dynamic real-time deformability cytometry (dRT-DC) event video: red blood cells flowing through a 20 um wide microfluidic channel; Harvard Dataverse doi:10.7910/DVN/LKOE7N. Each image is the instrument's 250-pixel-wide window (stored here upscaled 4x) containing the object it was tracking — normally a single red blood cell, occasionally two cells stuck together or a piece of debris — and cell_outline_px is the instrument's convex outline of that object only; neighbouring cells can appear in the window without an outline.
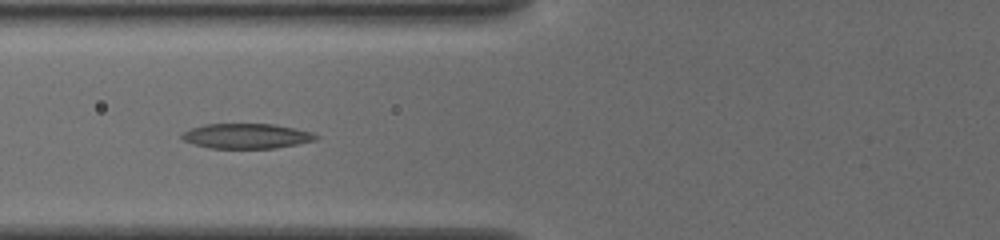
{"species": "common noctule bat (a hibernating species)", "species_latin": "Nyctalus noctula", "temperature_condition": "cold", "stored_images_in_passage": 33, "camera_frame_rate_fps": 3000, "um_per_image_px": 0.085, "animal": {"sex": "female", "body_mass_g": 19.5, "forearm_length_mm": 54.1}, "frame": {"image": 1, "passage_image": 5, "time_ms": 1.333, "image_size_px": [1000, 240], "cell_outline_px": [[320, 136], [316, 140], [276, 148], [208, 148], [192, 144], [184, 140], [180, 136], [184, 132], [192, 128], [204, 124], [272, 124], [296, 128], [312, 132]], "centroid_in_image_um": [20.96, 11.56], "position_along_channel_um": 104.8, "area_um2": 19.54}}
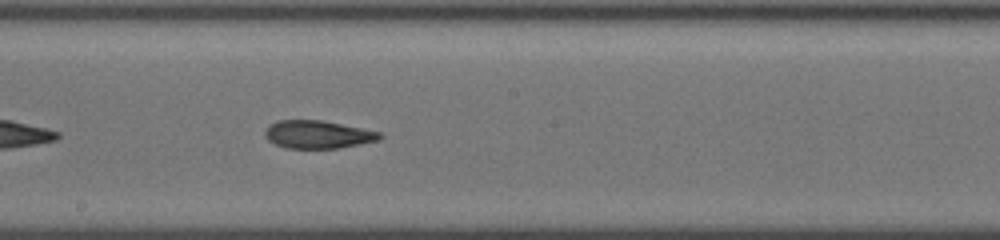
{"frame": {"image": 2, "passage_image": 14, "time_ms": 4.333, "image_size_px": [1000, 240], "cell_outline_px": [[384, 136], [380, 140], [340, 148], [284, 148], [268, 140], [264, 136], [264, 132], [272, 124], [280, 120], [320, 120], [380, 132]], "centroid_in_image_um": [27.03, 11.44], "position_along_channel_um": 221.2, "area_um2": 18.5}}
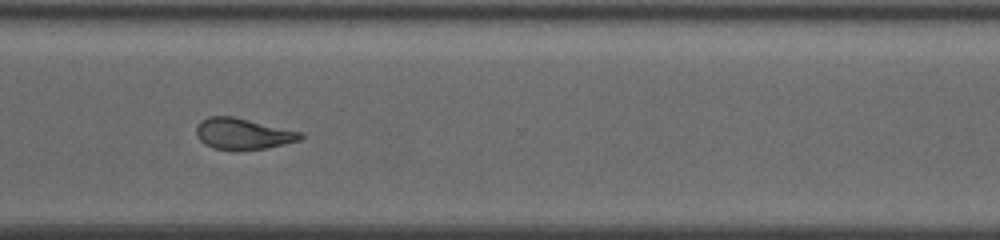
{"frame": {"image": 3, "passage_image": 24, "time_ms": 7.667, "image_size_px": [1000, 240], "cell_outline_px": [[304, 136], [300, 140], [284, 144], [264, 148], [236, 152], [212, 148], [204, 144], [196, 136], [196, 128], [200, 120], [208, 116], [232, 116], [304, 132]], "centroid_in_image_um": [20.63, 11.39], "position_along_channel_um": 350.0, "area_um2": 19.36}, "authors_computed_cell_mechanics": {"area_um2": 19.0162, "velocity_mm_per_s": 3.8668, "shape_relaxation_time_tau1_ms": 7.5341, "shape_relaxation_time_tau2_ms": 2.1342, "deformation_change_tau1": 0.2064, "deformation_change_tau2": 0.1042}}